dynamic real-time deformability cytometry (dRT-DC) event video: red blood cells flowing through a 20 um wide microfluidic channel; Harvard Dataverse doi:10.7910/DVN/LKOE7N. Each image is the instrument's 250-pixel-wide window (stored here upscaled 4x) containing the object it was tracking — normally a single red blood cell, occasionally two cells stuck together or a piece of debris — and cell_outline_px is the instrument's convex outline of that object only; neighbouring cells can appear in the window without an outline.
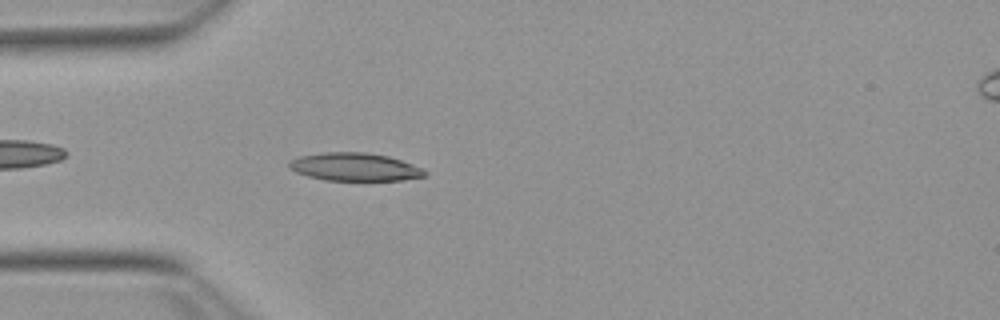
{"species": "Egyptian fruit bat (a non-hibernating species)", "species_latin": "Rousettus aegyptiacus", "temperature_condition": "warm", "stored_images_in_passage": 36, "camera_frame_rate_fps": 3000, "um_per_image_px": 0.085, "animal": {"sex": "female"}, "frame": {"image": 1, "passage_image": 5, "time_ms": 1.333, "image_size_px": [1000, 320], "cell_outline_px": [[428, 172], [424, 176], [400, 180], [324, 180], [308, 176], [296, 172], [288, 168], [288, 160], [300, 156], [324, 152], [364, 152], [388, 156], [424, 168]], "centroid_in_image_um": [30.12, 14.18], "position_along_channel_um": 54.9, "area_um2": 22.14}}
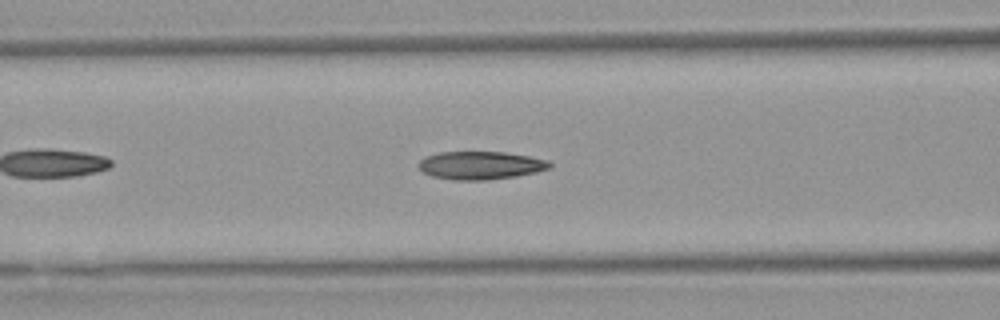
{"frame": {"image": 2, "passage_image": 11, "time_ms": 3.333, "image_size_px": [1000, 320], "cell_outline_px": [[552, 168], [536, 172], [516, 176], [488, 180], [452, 180], [432, 176], [424, 172], [416, 164], [420, 160], [428, 156], [440, 152], [504, 152], [528, 156], [548, 160], [552, 164]], "centroid_in_image_um": [40.86, 14.06], "position_along_channel_um": 125.7, "area_um2": 21.44}}
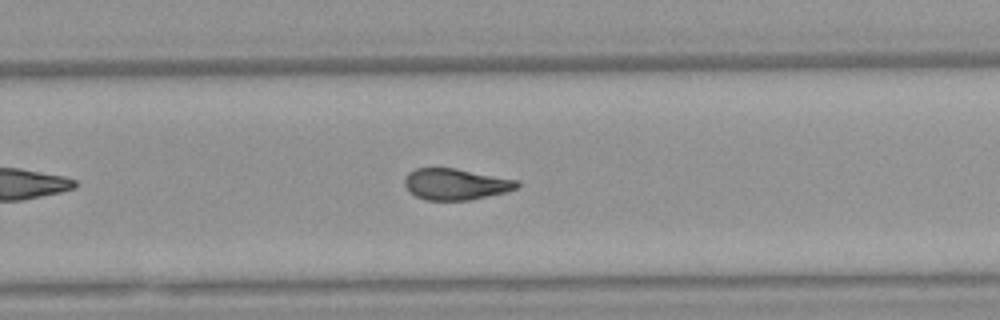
{"frame": {"image": 3, "passage_image": 24, "time_ms": 7.667, "image_size_px": [1000, 320], "cell_outline_px": [[520, 184], [516, 188], [508, 192], [472, 200], [424, 200], [416, 196], [404, 184], [404, 176], [408, 172], [416, 168], [456, 168], [520, 180]], "centroid_in_image_um": [38.77, 15.65], "position_along_channel_um": 291.0, "area_um2": 20.75}, "authors_computed_cell_mechanics": {"area_um2": 21.1837, "velocity_mm_per_s": 3.8296, "shape_relaxation_time_tau1_ms": 9.4396, "shape_relaxation_time_tau2_ms": 2.7811, "deformation_change_tau1": 0.2347, "deformation_change_tau2": 0.1002}}